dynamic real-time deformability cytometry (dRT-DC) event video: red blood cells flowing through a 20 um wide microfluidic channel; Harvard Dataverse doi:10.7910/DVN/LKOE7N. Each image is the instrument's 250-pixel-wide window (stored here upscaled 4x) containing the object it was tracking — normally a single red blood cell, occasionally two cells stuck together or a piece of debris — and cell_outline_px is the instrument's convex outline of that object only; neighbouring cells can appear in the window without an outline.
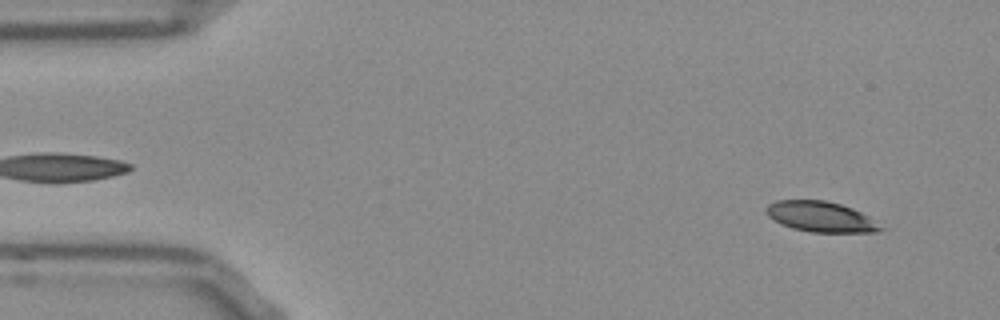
{"species": "Egyptian fruit bat (a non-hibernating species)", "species_latin": "Rousettus aegyptiacus", "temperature_condition": "room temperature", "stored_images_in_passage": 53, "camera_frame_rate_fps": 3000, "um_per_image_px": 0.085, "frame": {"image": 1, "passage_image": 4, "time_ms": 1.0, "image_size_px": [1000, 320], "cell_outline_px": [[884, 228], [880, 232], [812, 232], [792, 228], [768, 216], [764, 212], [764, 208], [768, 204], [776, 200], [824, 200], [840, 204], [852, 208], [868, 216]], "centroid_in_image_um": [69.75, 18.41], "position_along_channel_um": 15.2, "area_um2": 20.17}}
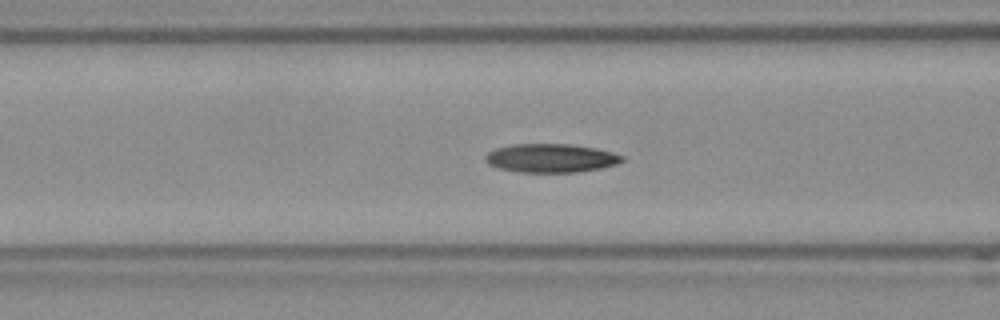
{"frame": {"image": 2, "passage_image": 20, "time_ms": 6.333, "image_size_px": [1000, 320], "cell_outline_px": [[624, 160], [616, 164], [600, 168], [576, 172], [520, 172], [496, 168], [488, 164], [484, 160], [484, 156], [488, 152], [496, 148], [512, 144], [568, 144], [596, 148], [612, 152], [624, 156]], "centroid_in_image_um": [46.79, 13.44], "position_along_channel_um": 119.8, "area_um2": 22.89}}
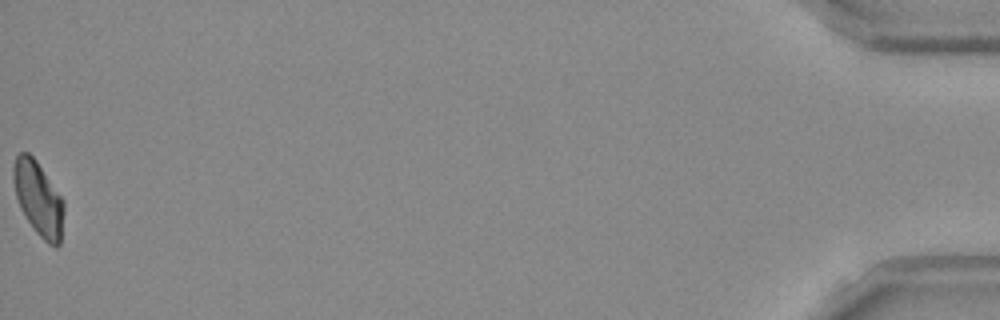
{"frame": {"image": 3, "passage_image": 53, "time_ms": 17.333, "image_size_px": [1000, 320], "cell_outline_px": [[64, 212], [60, 244], [56, 248], [48, 244], [32, 228], [20, 208], [16, 196], [12, 180], [12, 168], [16, 156], [20, 152], [28, 152], [36, 160], [64, 200]], "centroid_in_image_um": [3.26, 16.89], "position_along_channel_um": 431.9, "area_um2": 22.02}, "authors_computed_cell_mechanics": {"area_um2": 22.0218, "velocity_mm_per_s": 3.8024, "shape_relaxation_time_tau1_ms": 4.3531, "shape_relaxation_time_tau2_ms": 5.2297, "deformation_change_tau1": 0.1142, "deformation_change_tau2": 0.0996}}